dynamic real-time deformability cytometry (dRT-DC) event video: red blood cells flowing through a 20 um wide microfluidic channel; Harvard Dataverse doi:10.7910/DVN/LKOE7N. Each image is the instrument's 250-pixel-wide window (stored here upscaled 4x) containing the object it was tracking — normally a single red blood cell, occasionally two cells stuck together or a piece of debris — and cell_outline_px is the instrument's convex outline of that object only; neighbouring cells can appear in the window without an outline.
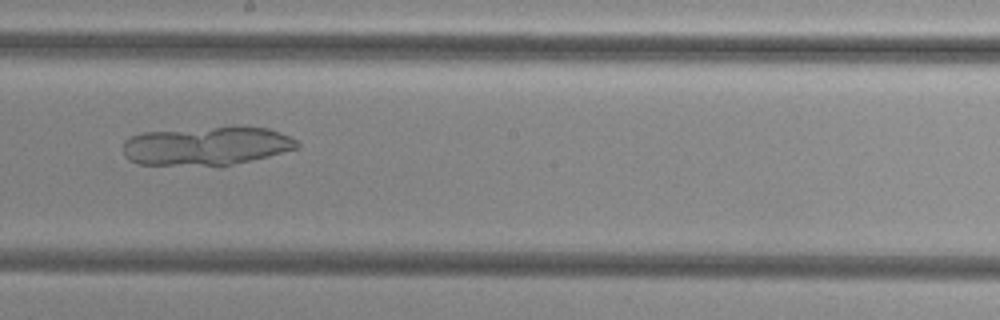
{"species": "common noctule bat (a hibernating species)", "species_latin": "Nyctalus noctula", "temperature_condition": "cold", "stored_images_in_passage": 54, "camera_frame_rate_fps": 3000, "um_per_image_px": 0.085, "animal": {"sex": "female", "body_mass_g": 29.2, "forearm_length_mm": 56.3}, "frame": {"image": 1, "passage_image": 31, "time_ms": 10.0, "image_size_px": [1000, 320], "cell_outline_px": [[300, 144], [296, 148], [268, 156], [232, 164], [140, 164], [128, 160], [124, 156], [124, 140], [132, 136], [144, 132], [212, 128], [268, 128], [280, 132], [296, 140]], "centroid_in_image_um": [17.52, 12.4], "position_along_channel_um": 230.7, "area_um2": 37.86}}